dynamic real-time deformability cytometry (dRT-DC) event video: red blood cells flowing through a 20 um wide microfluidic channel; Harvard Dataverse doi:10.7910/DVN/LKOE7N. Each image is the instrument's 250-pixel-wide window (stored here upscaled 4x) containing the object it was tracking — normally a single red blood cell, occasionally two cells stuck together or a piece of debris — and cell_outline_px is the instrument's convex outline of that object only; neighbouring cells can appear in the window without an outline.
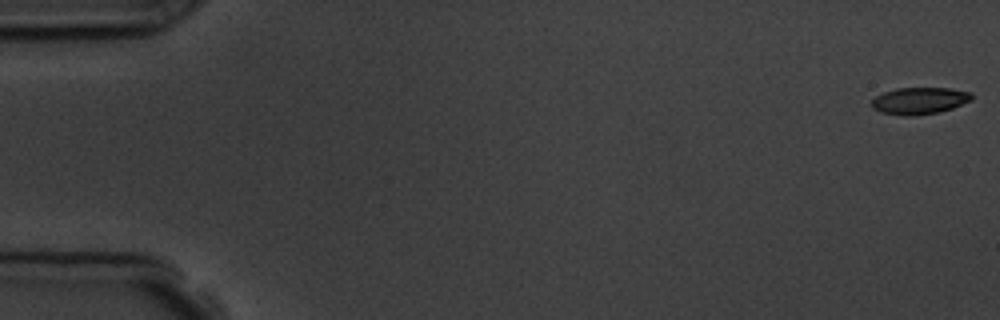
{"species": "common noctule bat (a hibernating species)", "species_latin": "Nyctalus noctula", "temperature_condition": "room temperature", "stored_images_in_passage": 5, "camera_frame_rate_fps": 3000, "um_per_image_px": 0.085, "animal": {"sex": "male", "body_mass_g": 19.5, "forearm_length_mm": 54.6}, "frame": {"image": 1, "passage_image": 1, "time_ms": 0.0, "image_size_px": [1000, 320], "cell_outline_px": [[972, 100], [952, 108], [940, 112], [912, 116], [904, 116], [880, 112], [872, 108], [872, 100], [876, 96], [884, 92], [896, 88], [948, 88], [972, 92]], "centroid_in_image_um": [78.15, 8.56], "position_along_channel_um": 6.8, "area_um2": 15.72}}